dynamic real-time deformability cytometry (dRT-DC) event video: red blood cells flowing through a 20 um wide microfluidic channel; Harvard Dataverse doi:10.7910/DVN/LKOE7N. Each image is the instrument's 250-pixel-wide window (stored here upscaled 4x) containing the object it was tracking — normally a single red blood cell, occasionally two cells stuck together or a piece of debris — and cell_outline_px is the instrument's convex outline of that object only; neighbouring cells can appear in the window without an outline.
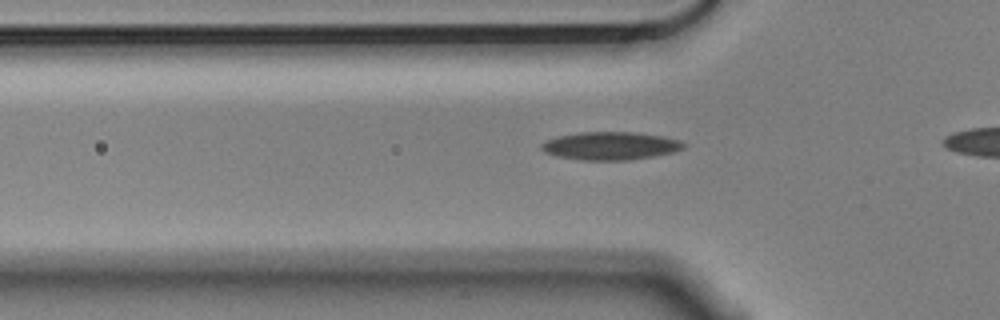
{"species": "Egyptian fruit bat (a non-hibernating species)", "species_latin": "Rousettus aegyptiacus", "temperature_condition": "cold", "stored_images_in_passage": 5, "segment_of_instrument_passage": [2, 2], "camera_frame_rate_fps": 3000, "um_per_image_px": 0.085, "animal": {"sex": "male"}, "frame": {"image": 1, "passage_image": 5, "time_ms": 1.333, "image_size_px": [1000, 320], "cell_outline_px": [[684, 148], [672, 152], [652, 156], [628, 160], [580, 160], [556, 156], [544, 152], [540, 148], [540, 144], [548, 140], [560, 136], [580, 132], [632, 132], [664, 136], [680, 140], [684, 144]], "centroid_in_image_um": [51.87, 12.4], "position_along_channel_um": 73.9, "area_um2": 23.06}}